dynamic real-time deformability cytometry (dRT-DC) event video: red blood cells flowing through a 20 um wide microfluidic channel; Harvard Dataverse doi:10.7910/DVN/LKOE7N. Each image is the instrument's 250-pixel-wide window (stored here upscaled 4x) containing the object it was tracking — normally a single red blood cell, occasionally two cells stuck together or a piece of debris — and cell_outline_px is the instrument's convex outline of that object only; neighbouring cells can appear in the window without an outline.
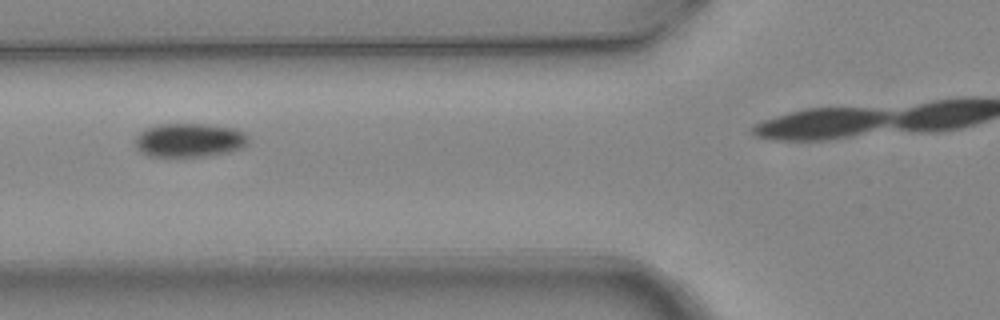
{"species": "common noctule bat (a hibernating species)", "species_latin": "Nyctalus noctula", "temperature_condition": "warm", "stored_images_in_passage": 6, "camera_frame_rate_fps": 3000, "um_per_image_px": 0.085, "animal": {"sex": "female", "body_mass_g": 24.6, "forearm_length_mm": 56.2}, "frame": {"image": 1, "passage_image": 4, "time_ms": 1.0, "image_size_px": [1000, 320], "cell_outline_px": [[248, 140], [244, 148], [232, 152], [204, 156], [148, 156], [140, 152], [136, 148], [136, 136], [140, 132], [148, 128], [160, 124], [204, 124], [236, 128], [248, 136]], "centroid_in_image_um": [16.12, 11.92], "position_along_channel_um": 109.7, "area_um2": 22.37}}